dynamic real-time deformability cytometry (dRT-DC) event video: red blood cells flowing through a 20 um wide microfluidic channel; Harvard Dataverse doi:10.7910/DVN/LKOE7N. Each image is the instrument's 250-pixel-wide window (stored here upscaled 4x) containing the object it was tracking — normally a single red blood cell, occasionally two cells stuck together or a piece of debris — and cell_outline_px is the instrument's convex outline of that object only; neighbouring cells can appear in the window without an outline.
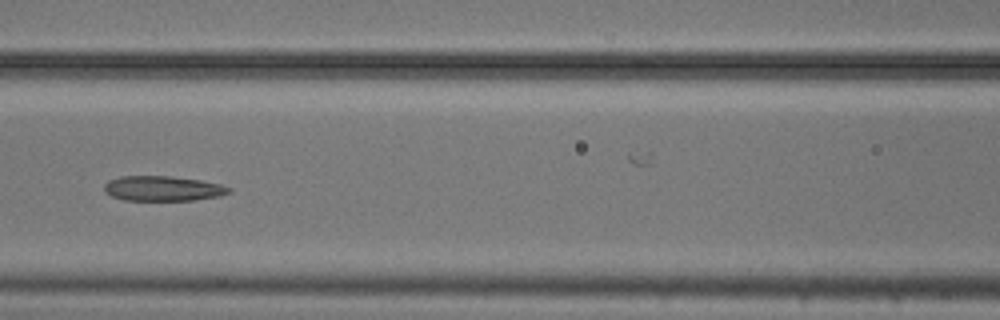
{"species": "common noctule bat (a hibernating species)", "species_latin": "Nyctalus noctula", "temperature_condition": "cold", "stored_images_in_passage": 9, "camera_frame_rate_fps": 3000, "um_per_image_px": 0.085, "animal": {"sex": "male", "body_mass_g": 20.5, "forearm_length_mm": 52.5}, "frame": {"image": 1, "passage_image": 6, "time_ms": 1.667, "image_size_px": [1000, 320], "cell_outline_px": [[232, 192], [220, 196], [196, 200], [124, 200], [112, 196], [104, 192], [104, 184], [108, 180], [120, 176], [168, 176], [200, 180], [220, 184], [232, 188]], "centroid_in_image_um": [13.85, 16.02], "position_along_channel_um": 152.8, "area_um2": 18.26}}
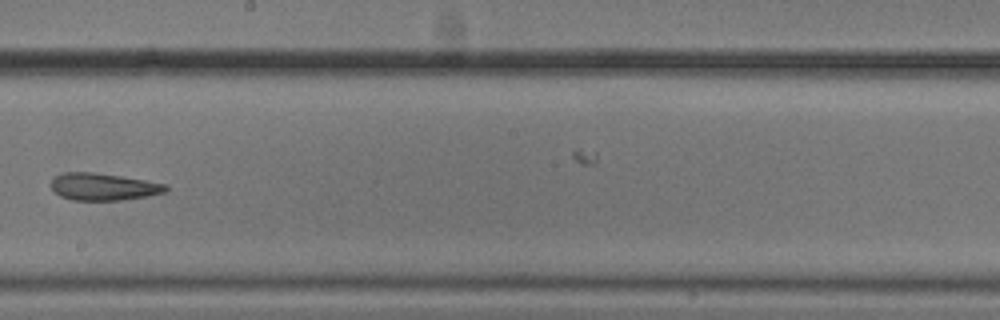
{"frame": {"image": 2, "passage_image": 8, "time_ms": 2.333, "image_size_px": [1000, 320], "cell_outline_px": [[168, 192], [148, 196], [120, 200], [72, 200], [60, 196], [52, 188], [52, 180], [56, 176], [64, 172], [92, 172], [120, 176], [144, 180], [164, 184], [168, 188]], "centroid_in_image_um": [8.8, 15.88], "position_along_channel_um": 239.4, "area_um2": 17.98}}
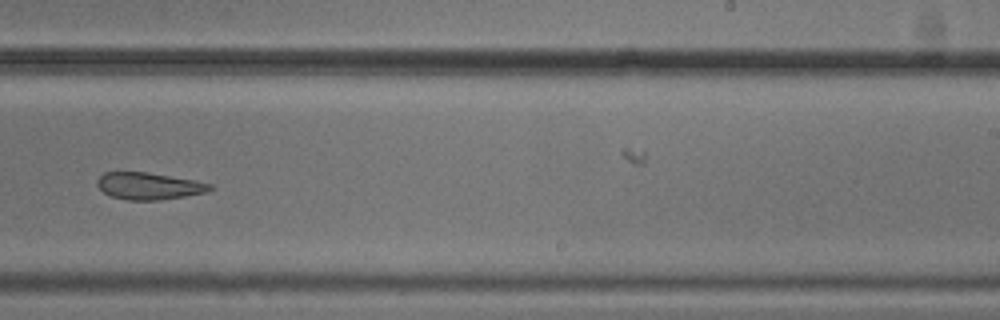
{"frame": {"image": 3, "passage_image": 9, "time_ms": 2.667, "image_size_px": [1000, 320], "cell_outline_px": [[212, 188], [208, 192], [160, 200], [128, 200], [112, 196], [104, 192], [96, 184], [96, 180], [104, 172], [148, 172], [196, 180], [212, 184]], "centroid_in_image_um": [12.67, 15.8], "position_along_channel_um": 276.3, "area_um2": 17.74}}